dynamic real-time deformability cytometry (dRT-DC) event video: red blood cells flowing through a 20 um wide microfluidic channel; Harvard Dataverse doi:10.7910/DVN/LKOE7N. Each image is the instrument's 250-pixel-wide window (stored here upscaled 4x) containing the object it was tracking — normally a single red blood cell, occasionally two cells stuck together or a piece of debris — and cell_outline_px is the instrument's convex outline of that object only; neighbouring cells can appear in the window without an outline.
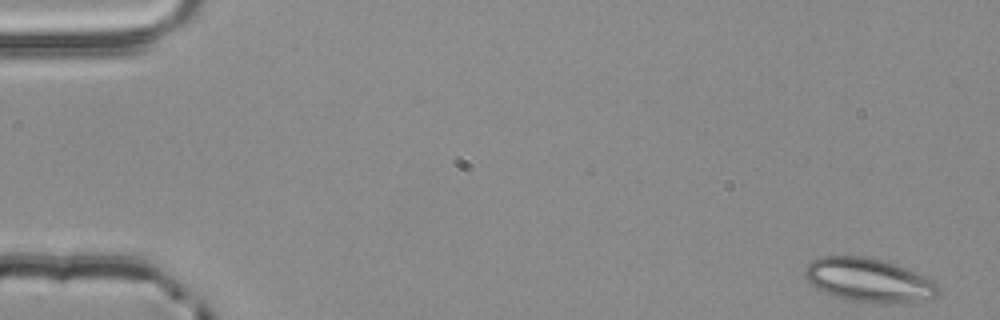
{"species": "common noctule bat (a hibernating species)", "species_latin": "Nyctalus noctula", "temperature_condition": "room temperature", "stored_images_in_passage": 4, "camera_frame_rate_fps": 3000, "um_per_image_px": 0.085, "animal": {"sex": "male", "body_mass_g": 20.4}, "frame": {"image": 1, "passage_image": 1, "time_ms": 0.0, "image_size_px": [1000, 320], "cell_outline_px": [[936, 296], [932, 300], [916, 304], [904, 304], [852, 300], [836, 296], [824, 292], [816, 288], [804, 276], [804, 268], [812, 260], [820, 256], [864, 256], [896, 264], [916, 272], [932, 280], [936, 284]], "centroid_in_image_um": [73.87, 23.82], "position_along_channel_um": 11.1, "area_um2": 34.04}}